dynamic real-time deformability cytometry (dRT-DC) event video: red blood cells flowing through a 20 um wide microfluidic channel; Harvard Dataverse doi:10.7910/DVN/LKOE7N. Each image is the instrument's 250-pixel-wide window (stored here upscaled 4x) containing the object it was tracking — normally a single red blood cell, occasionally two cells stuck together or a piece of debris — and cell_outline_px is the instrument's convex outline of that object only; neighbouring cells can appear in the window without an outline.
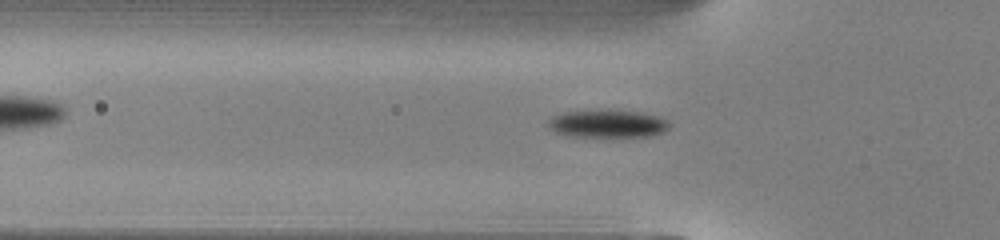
{"species": "common noctule bat (a hibernating species)", "species_latin": "Nyctalus noctula", "temperature_condition": "warm", "stored_images_in_passage": 45, "camera_frame_rate_fps": 3000, "um_per_image_px": 0.085, "animal": {"sex": "male", "body_mass_g": 13.0, "forearm_length_mm": 53.1}, "frame": {"image": 1, "passage_image": 15, "time_ms": 4.667, "image_size_px": [1000, 240], "cell_outline_px": [[668, 128], [664, 132], [652, 136], [568, 136], [556, 132], [548, 128], [548, 120], [552, 116], [564, 112], [640, 112], [656, 116], [668, 120]], "centroid_in_image_um": [51.63, 10.55], "position_along_channel_um": 74.2, "area_um2": 18.84}}
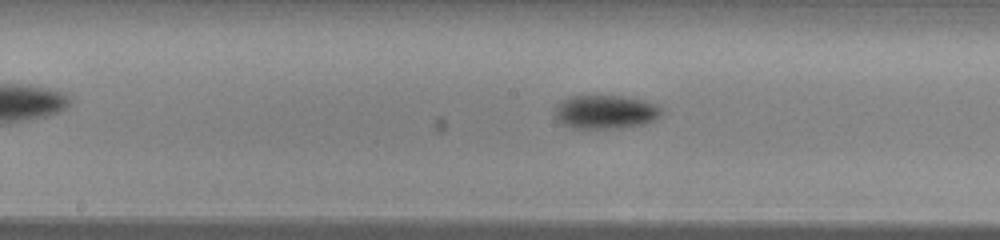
{"frame": {"image": 2, "passage_image": 24, "time_ms": 7.667, "image_size_px": [1000, 240], "cell_outline_px": [[664, 112], [660, 116], [644, 124], [620, 128], [572, 128], [564, 124], [556, 116], [556, 104], [560, 100], [568, 96], [628, 96], [644, 100], [656, 104]], "centroid_in_image_um": [51.49, 9.5], "position_along_channel_um": 196.7, "area_um2": 20.98}}
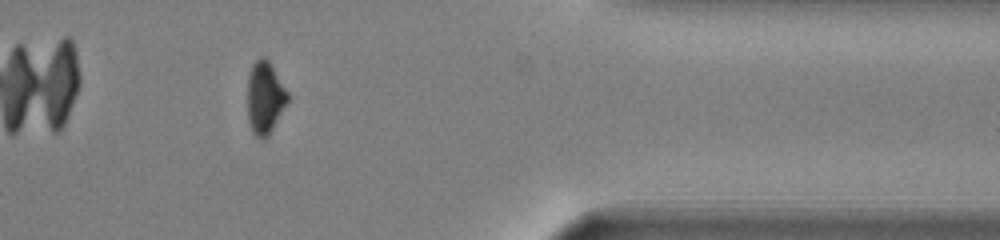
{"frame": {"image": 3, "passage_image": 40, "time_ms": 13.0, "image_size_px": [1000, 240], "cell_outline_px": [[288, 100], [272, 128], [260, 140], [252, 132], [248, 120], [248, 76], [252, 64], [260, 56], [264, 56], [268, 60], [288, 92]], "centroid_in_image_um": [22.49, 8.26], "position_along_channel_um": 388.9, "area_um2": 16.53}}